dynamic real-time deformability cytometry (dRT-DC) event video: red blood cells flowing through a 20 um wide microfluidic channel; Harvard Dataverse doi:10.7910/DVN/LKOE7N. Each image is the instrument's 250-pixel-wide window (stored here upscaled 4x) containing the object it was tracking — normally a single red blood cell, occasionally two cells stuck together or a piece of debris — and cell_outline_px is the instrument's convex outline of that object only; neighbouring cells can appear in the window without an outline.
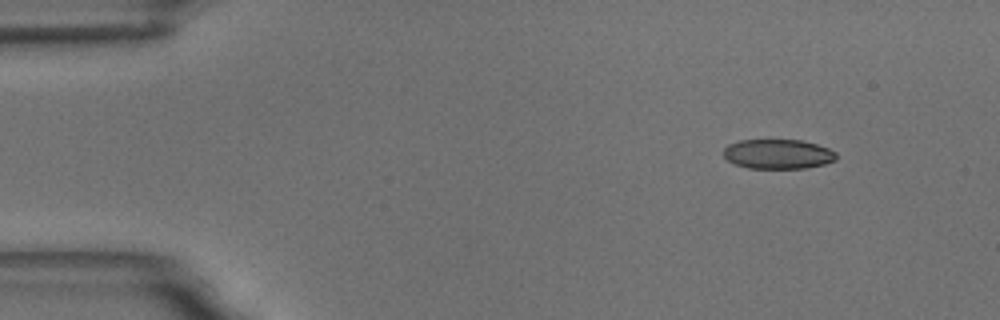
{"species": "common noctule bat (a hibernating species)", "species_latin": "Nyctalus noctula", "temperature_condition": "room temperature", "stored_images_in_passage": 14, "camera_frame_rate_fps": 3000, "um_per_image_px": 0.085, "animal": {"sex": "male", "body_mass_g": 18.8}, "frame": {"image": 1, "passage_image": 1, "time_ms": 0.0, "image_size_px": [1000, 320], "cell_outline_px": [[836, 160], [824, 164], [804, 168], [748, 168], [736, 164], [728, 160], [724, 156], [724, 148], [728, 144], [740, 140], [800, 140], [816, 144], [828, 148], [836, 152]], "centroid_in_image_um": [66.13, 13.09], "position_along_channel_um": 18.9, "area_um2": 19.36}}
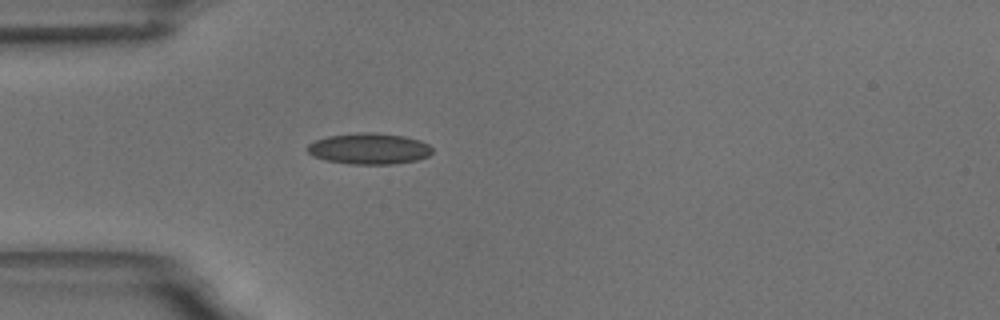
{"frame": {"image": 2, "passage_image": 11, "time_ms": 3.333, "image_size_px": [1000, 320], "cell_outline_px": [[432, 152], [428, 156], [416, 160], [392, 164], [348, 164], [324, 160], [312, 156], [304, 148], [308, 144], [316, 140], [328, 136], [356, 132], [376, 132], [404, 136], [420, 140], [428, 144], [432, 148]], "centroid_in_image_um": [31.34, 12.63], "position_along_channel_um": 53.7, "area_um2": 22.89}}